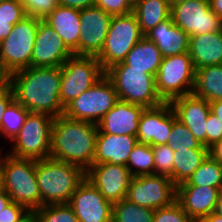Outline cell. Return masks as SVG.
I'll use <instances>...</instances> for the list:
<instances>
[{
    "instance_id": "cell-1",
    "label": "cell",
    "mask_w": 222,
    "mask_h": 222,
    "mask_svg": "<svg viewBox=\"0 0 222 222\" xmlns=\"http://www.w3.org/2000/svg\"><path fill=\"white\" fill-rule=\"evenodd\" d=\"M14 99L32 113L54 118L64 114L60 103V67H33L10 74Z\"/></svg>"
},
{
    "instance_id": "cell-2",
    "label": "cell",
    "mask_w": 222,
    "mask_h": 222,
    "mask_svg": "<svg viewBox=\"0 0 222 222\" xmlns=\"http://www.w3.org/2000/svg\"><path fill=\"white\" fill-rule=\"evenodd\" d=\"M98 125L74 120L64 114L53 122L50 158L74 164L86 171L95 156Z\"/></svg>"
},
{
    "instance_id": "cell-3",
    "label": "cell",
    "mask_w": 222,
    "mask_h": 222,
    "mask_svg": "<svg viewBox=\"0 0 222 222\" xmlns=\"http://www.w3.org/2000/svg\"><path fill=\"white\" fill-rule=\"evenodd\" d=\"M36 177L42 207L69 203L78 185L85 179V171L77 165L46 158L36 160Z\"/></svg>"
},
{
    "instance_id": "cell-4",
    "label": "cell",
    "mask_w": 222,
    "mask_h": 222,
    "mask_svg": "<svg viewBox=\"0 0 222 222\" xmlns=\"http://www.w3.org/2000/svg\"><path fill=\"white\" fill-rule=\"evenodd\" d=\"M117 92L120 101L152 108L164 101L156 89L155 77L144 70L129 69L124 62L117 63L105 71Z\"/></svg>"
},
{
    "instance_id": "cell-5",
    "label": "cell",
    "mask_w": 222,
    "mask_h": 222,
    "mask_svg": "<svg viewBox=\"0 0 222 222\" xmlns=\"http://www.w3.org/2000/svg\"><path fill=\"white\" fill-rule=\"evenodd\" d=\"M5 192L11 200L25 206L29 211L41 208L36 177V160L3 156Z\"/></svg>"
},
{
    "instance_id": "cell-6",
    "label": "cell",
    "mask_w": 222,
    "mask_h": 222,
    "mask_svg": "<svg viewBox=\"0 0 222 222\" xmlns=\"http://www.w3.org/2000/svg\"><path fill=\"white\" fill-rule=\"evenodd\" d=\"M54 119L48 114L29 112L20 131L11 139L15 144L7 154L34 160L50 158Z\"/></svg>"
},
{
    "instance_id": "cell-7",
    "label": "cell",
    "mask_w": 222,
    "mask_h": 222,
    "mask_svg": "<svg viewBox=\"0 0 222 222\" xmlns=\"http://www.w3.org/2000/svg\"><path fill=\"white\" fill-rule=\"evenodd\" d=\"M145 35L141 32L136 15L113 16L101 52L96 56L104 71L123 62L133 46Z\"/></svg>"
},
{
    "instance_id": "cell-8",
    "label": "cell",
    "mask_w": 222,
    "mask_h": 222,
    "mask_svg": "<svg viewBox=\"0 0 222 222\" xmlns=\"http://www.w3.org/2000/svg\"><path fill=\"white\" fill-rule=\"evenodd\" d=\"M156 89L164 102L192 94L195 68L189 53L164 57L155 76Z\"/></svg>"
},
{
    "instance_id": "cell-9",
    "label": "cell",
    "mask_w": 222,
    "mask_h": 222,
    "mask_svg": "<svg viewBox=\"0 0 222 222\" xmlns=\"http://www.w3.org/2000/svg\"><path fill=\"white\" fill-rule=\"evenodd\" d=\"M60 70L59 99L63 108L105 75V71L96 56L73 55L60 66Z\"/></svg>"
},
{
    "instance_id": "cell-10",
    "label": "cell",
    "mask_w": 222,
    "mask_h": 222,
    "mask_svg": "<svg viewBox=\"0 0 222 222\" xmlns=\"http://www.w3.org/2000/svg\"><path fill=\"white\" fill-rule=\"evenodd\" d=\"M39 18L26 16L0 41V60L8 74L31 66Z\"/></svg>"
},
{
    "instance_id": "cell-11",
    "label": "cell",
    "mask_w": 222,
    "mask_h": 222,
    "mask_svg": "<svg viewBox=\"0 0 222 222\" xmlns=\"http://www.w3.org/2000/svg\"><path fill=\"white\" fill-rule=\"evenodd\" d=\"M119 101L110 79L104 75L64 108L68 118L98 124Z\"/></svg>"
},
{
    "instance_id": "cell-12",
    "label": "cell",
    "mask_w": 222,
    "mask_h": 222,
    "mask_svg": "<svg viewBox=\"0 0 222 222\" xmlns=\"http://www.w3.org/2000/svg\"><path fill=\"white\" fill-rule=\"evenodd\" d=\"M177 186L165 175L132 177L126 199L141 207L156 210L176 201Z\"/></svg>"
},
{
    "instance_id": "cell-13",
    "label": "cell",
    "mask_w": 222,
    "mask_h": 222,
    "mask_svg": "<svg viewBox=\"0 0 222 222\" xmlns=\"http://www.w3.org/2000/svg\"><path fill=\"white\" fill-rule=\"evenodd\" d=\"M173 23L191 36L222 30V19L210 8L209 0H189L171 6Z\"/></svg>"
},
{
    "instance_id": "cell-14",
    "label": "cell",
    "mask_w": 222,
    "mask_h": 222,
    "mask_svg": "<svg viewBox=\"0 0 222 222\" xmlns=\"http://www.w3.org/2000/svg\"><path fill=\"white\" fill-rule=\"evenodd\" d=\"M85 178L106 200L114 204L126 199L132 175L126 166L102 163L92 164L85 171Z\"/></svg>"
},
{
    "instance_id": "cell-15",
    "label": "cell",
    "mask_w": 222,
    "mask_h": 222,
    "mask_svg": "<svg viewBox=\"0 0 222 222\" xmlns=\"http://www.w3.org/2000/svg\"><path fill=\"white\" fill-rule=\"evenodd\" d=\"M68 204L79 222H112L113 204L86 178L78 185Z\"/></svg>"
},
{
    "instance_id": "cell-16",
    "label": "cell",
    "mask_w": 222,
    "mask_h": 222,
    "mask_svg": "<svg viewBox=\"0 0 222 222\" xmlns=\"http://www.w3.org/2000/svg\"><path fill=\"white\" fill-rule=\"evenodd\" d=\"M177 116L170 102L145 108L141 114L137 132L138 144L156 146L168 143V137Z\"/></svg>"
},
{
    "instance_id": "cell-17",
    "label": "cell",
    "mask_w": 222,
    "mask_h": 222,
    "mask_svg": "<svg viewBox=\"0 0 222 222\" xmlns=\"http://www.w3.org/2000/svg\"><path fill=\"white\" fill-rule=\"evenodd\" d=\"M73 55L56 31L40 19L32 51L31 66L60 67Z\"/></svg>"
},
{
    "instance_id": "cell-18",
    "label": "cell",
    "mask_w": 222,
    "mask_h": 222,
    "mask_svg": "<svg viewBox=\"0 0 222 222\" xmlns=\"http://www.w3.org/2000/svg\"><path fill=\"white\" fill-rule=\"evenodd\" d=\"M112 17L97 6L80 10L79 56H97L101 52Z\"/></svg>"
},
{
    "instance_id": "cell-19",
    "label": "cell",
    "mask_w": 222,
    "mask_h": 222,
    "mask_svg": "<svg viewBox=\"0 0 222 222\" xmlns=\"http://www.w3.org/2000/svg\"><path fill=\"white\" fill-rule=\"evenodd\" d=\"M170 104L177 119L207 148V133L205 127L210 112L209 102L193 94H189L173 99Z\"/></svg>"
},
{
    "instance_id": "cell-20",
    "label": "cell",
    "mask_w": 222,
    "mask_h": 222,
    "mask_svg": "<svg viewBox=\"0 0 222 222\" xmlns=\"http://www.w3.org/2000/svg\"><path fill=\"white\" fill-rule=\"evenodd\" d=\"M221 188L209 186L178 185L176 200L188 217L194 222H201L215 212Z\"/></svg>"
},
{
    "instance_id": "cell-21",
    "label": "cell",
    "mask_w": 222,
    "mask_h": 222,
    "mask_svg": "<svg viewBox=\"0 0 222 222\" xmlns=\"http://www.w3.org/2000/svg\"><path fill=\"white\" fill-rule=\"evenodd\" d=\"M137 143L136 136L103 133L98 128L93 164L110 163L126 166L129 155Z\"/></svg>"
},
{
    "instance_id": "cell-22",
    "label": "cell",
    "mask_w": 222,
    "mask_h": 222,
    "mask_svg": "<svg viewBox=\"0 0 222 222\" xmlns=\"http://www.w3.org/2000/svg\"><path fill=\"white\" fill-rule=\"evenodd\" d=\"M145 107L118 101L97 124L103 133L133 135L138 132L139 120Z\"/></svg>"
},
{
    "instance_id": "cell-23",
    "label": "cell",
    "mask_w": 222,
    "mask_h": 222,
    "mask_svg": "<svg viewBox=\"0 0 222 222\" xmlns=\"http://www.w3.org/2000/svg\"><path fill=\"white\" fill-rule=\"evenodd\" d=\"M43 20L56 31L67 48L79 56L80 10L57 5Z\"/></svg>"
},
{
    "instance_id": "cell-24",
    "label": "cell",
    "mask_w": 222,
    "mask_h": 222,
    "mask_svg": "<svg viewBox=\"0 0 222 222\" xmlns=\"http://www.w3.org/2000/svg\"><path fill=\"white\" fill-rule=\"evenodd\" d=\"M145 36L155 43L163 58L189 51V35L173 23L171 16L152 28Z\"/></svg>"
},
{
    "instance_id": "cell-25",
    "label": "cell",
    "mask_w": 222,
    "mask_h": 222,
    "mask_svg": "<svg viewBox=\"0 0 222 222\" xmlns=\"http://www.w3.org/2000/svg\"><path fill=\"white\" fill-rule=\"evenodd\" d=\"M195 69L222 64V30L189 38L188 51Z\"/></svg>"
},
{
    "instance_id": "cell-26",
    "label": "cell",
    "mask_w": 222,
    "mask_h": 222,
    "mask_svg": "<svg viewBox=\"0 0 222 222\" xmlns=\"http://www.w3.org/2000/svg\"><path fill=\"white\" fill-rule=\"evenodd\" d=\"M162 55L155 43L144 36L138 41L123 61L129 69L144 70V73L156 76Z\"/></svg>"
},
{
    "instance_id": "cell-27",
    "label": "cell",
    "mask_w": 222,
    "mask_h": 222,
    "mask_svg": "<svg viewBox=\"0 0 222 222\" xmlns=\"http://www.w3.org/2000/svg\"><path fill=\"white\" fill-rule=\"evenodd\" d=\"M192 94L208 102L222 100V64L195 69Z\"/></svg>"
},
{
    "instance_id": "cell-28",
    "label": "cell",
    "mask_w": 222,
    "mask_h": 222,
    "mask_svg": "<svg viewBox=\"0 0 222 222\" xmlns=\"http://www.w3.org/2000/svg\"><path fill=\"white\" fill-rule=\"evenodd\" d=\"M133 13L145 35L171 16V5L168 0H139L133 5Z\"/></svg>"
},
{
    "instance_id": "cell-29",
    "label": "cell",
    "mask_w": 222,
    "mask_h": 222,
    "mask_svg": "<svg viewBox=\"0 0 222 222\" xmlns=\"http://www.w3.org/2000/svg\"><path fill=\"white\" fill-rule=\"evenodd\" d=\"M209 155V149H183L174 151L173 182L176 186L186 182Z\"/></svg>"
},
{
    "instance_id": "cell-30",
    "label": "cell",
    "mask_w": 222,
    "mask_h": 222,
    "mask_svg": "<svg viewBox=\"0 0 222 222\" xmlns=\"http://www.w3.org/2000/svg\"><path fill=\"white\" fill-rule=\"evenodd\" d=\"M179 185L222 188V165L208 155L188 180Z\"/></svg>"
},
{
    "instance_id": "cell-31",
    "label": "cell",
    "mask_w": 222,
    "mask_h": 222,
    "mask_svg": "<svg viewBox=\"0 0 222 222\" xmlns=\"http://www.w3.org/2000/svg\"><path fill=\"white\" fill-rule=\"evenodd\" d=\"M154 210L123 199L113 204L112 222H153Z\"/></svg>"
},
{
    "instance_id": "cell-32",
    "label": "cell",
    "mask_w": 222,
    "mask_h": 222,
    "mask_svg": "<svg viewBox=\"0 0 222 222\" xmlns=\"http://www.w3.org/2000/svg\"><path fill=\"white\" fill-rule=\"evenodd\" d=\"M152 146L136 144L129 155L126 167L132 177L154 174V159ZM134 168H136L134 170Z\"/></svg>"
},
{
    "instance_id": "cell-33",
    "label": "cell",
    "mask_w": 222,
    "mask_h": 222,
    "mask_svg": "<svg viewBox=\"0 0 222 222\" xmlns=\"http://www.w3.org/2000/svg\"><path fill=\"white\" fill-rule=\"evenodd\" d=\"M28 113L29 111L14 99L2 115L0 134L11 140L20 131Z\"/></svg>"
},
{
    "instance_id": "cell-34",
    "label": "cell",
    "mask_w": 222,
    "mask_h": 222,
    "mask_svg": "<svg viewBox=\"0 0 222 222\" xmlns=\"http://www.w3.org/2000/svg\"><path fill=\"white\" fill-rule=\"evenodd\" d=\"M168 146L173 150L183 149H208L199 142L194 134L178 119L172 125L171 132L168 137Z\"/></svg>"
},
{
    "instance_id": "cell-35",
    "label": "cell",
    "mask_w": 222,
    "mask_h": 222,
    "mask_svg": "<svg viewBox=\"0 0 222 222\" xmlns=\"http://www.w3.org/2000/svg\"><path fill=\"white\" fill-rule=\"evenodd\" d=\"M34 212L38 222H79L68 203L43 205Z\"/></svg>"
},
{
    "instance_id": "cell-36",
    "label": "cell",
    "mask_w": 222,
    "mask_h": 222,
    "mask_svg": "<svg viewBox=\"0 0 222 222\" xmlns=\"http://www.w3.org/2000/svg\"><path fill=\"white\" fill-rule=\"evenodd\" d=\"M154 174L165 175L173 181L174 151L168 144L152 146Z\"/></svg>"
},
{
    "instance_id": "cell-37",
    "label": "cell",
    "mask_w": 222,
    "mask_h": 222,
    "mask_svg": "<svg viewBox=\"0 0 222 222\" xmlns=\"http://www.w3.org/2000/svg\"><path fill=\"white\" fill-rule=\"evenodd\" d=\"M153 222H194L176 200L169 206L154 210Z\"/></svg>"
},
{
    "instance_id": "cell-38",
    "label": "cell",
    "mask_w": 222,
    "mask_h": 222,
    "mask_svg": "<svg viewBox=\"0 0 222 222\" xmlns=\"http://www.w3.org/2000/svg\"><path fill=\"white\" fill-rule=\"evenodd\" d=\"M26 16H32L43 20L58 5V0H21Z\"/></svg>"
},
{
    "instance_id": "cell-39",
    "label": "cell",
    "mask_w": 222,
    "mask_h": 222,
    "mask_svg": "<svg viewBox=\"0 0 222 222\" xmlns=\"http://www.w3.org/2000/svg\"><path fill=\"white\" fill-rule=\"evenodd\" d=\"M26 17L23 2L21 0H7L0 2V20L9 21L15 25Z\"/></svg>"
},
{
    "instance_id": "cell-40",
    "label": "cell",
    "mask_w": 222,
    "mask_h": 222,
    "mask_svg": "<svg viewBox=\"0 0 222 222\" xmlns=\"http://www.w3.org/2000/svg\"><path fill=\"white\" fill-rule=\"evenodd\" d=\"M95 6L111 16L127 15L133 12V4L130 0H95Z\"/></svg>"
},
{
    "instance_id": "cell-41",
    "label": "cell",
    "mask_w": 222,
    "mask_h": 222,
    "mask_svg": "<svg viewBox=\"0 0 222 222\" xmlns=\"http://www.w3.org/2000/svg\"><path fill=\"white\" fill-rule=\"evenodd\" d=\"M207 148L209 149L222 138V122L211 111L206 120Z\"/></svg>"
},
{
    "instance_id": "cell-42",
    "label": "cell",
    "mask_w": 222,
    "mask_h": 222,
    "mask_svg": "<svg viewBox=\"0 0 222 222\" xmlns=\"http://www.w3.org/2000/svg\"><path fill=\"white\" fill-rule=\"evenodd\" d=\"M29 212L25 206L12 201L0 212V222H19Z\"/></svg>"
},
{
    "instance_id": "cell-43",
    "label": "cell",
    "mask_w": 222,
    "mask_h": 222,
    "mask_svg": "<svg viewBox=\"0 0 222 222\" xmlns=\"http://www.w3.org/2000/svg\"><path fill=\"white\" fill-rule=\"evenodd\" d=\"M58 5L83 10L95 6V0H58Z\"/></svg>"
},
{
    "instance_id": "cell-44",
    "label": "cell",
    "mask_w": 222,
    "mask_h": 222,
    "mask_svg": "<svg viewBox=\"0 0 222 222\" xmlns=\"http://www.w3.org/2000/svg\"><path fill=\"white\" fill-rule=\"evenodd\" d=\"M209 155L222 165V138L209 148Z\"/></svg>"
},
{
    "instance_id": "cell-45",
    "label": "cell",
    "mask_w": 222,
    "mask_h": 222,
    "mask_svg": "<svg viewBox=\"0 0 222 222\" xmlns=\"http://www.w3.org/2000/svg\"><path fill=\"white\" fill-rule=\"evenodd\" d=\"M12 90V80L10 74L6 78L0 79V101Z\"/></svg>"
},
{
    "instance_id": "cell-46",
    "label": "cell",
    "mask_w": 222,
    "mask_h": 222,
    "mask_svg": "<svg viewBox=\"0 0 222 222\" xmlns=\"http://www.w3.org/2000/svg\"><path fill=\"white\" fill-rule=\"evenodd\" d=\"M14 100V93L11 90L1 101H0V128H1V119L2 115L5 112V109L8 105Z\"/></svg>"
},
{
    "instance_id": "cell-47",
    "label": "cell",
    "mask_w": 222,
    "mask_h": 222,
    "mask_svg": "<svg viewBox=\"0 0 222 222\" xmlns=\"http://www.w3.org/2000/svg\"><path fill=\"white\" fill-rule=\"evenodd\" d=\"M13 26L9 21L0 20V41L4 40L10 34Z\"/></svg>"
},
{
    "instance_id": "cell-48",
    "label": "cell",
    "mask_w": 222,
    "mask_h": 222,
    "mask_svg": "<svg viewBox=\"0 0 222 222\" xmlns=\"http://www.w3.org/2000/svg\"><path fill=\"white\" fill-rule=\"evenodd\" d=\"M209 105L210 111L222 122V100L211 101Z\"/></svg>"
},
{
    "instance_id": "cell-49",
    "label": "cell",
    "mask_w": 222,
    "mask_h": 222,
    "mask_svg": "<svg viewBox=\"0 0 222 222\" xmlns=\"http://www.w3.org/2000/svg\"><path fill=\"white\" fill-rule=\"evenodd\" d=\"M211 10L222 19V0H209Z\"/></svg>"
},
{
    "instance_id": "cell-50",
    "label": "cell",
    "mask_w": 222,
    "mask_h": 222,
    "mask_svg": "<svg viewBox=\"0 0 222 222\" xmlns=\"http://www.w3.org/2000/svg\"><path fill=\"white\" fill-rule=\"evenodd\" d=\"M11 202L12 200L10 196L5 191H1L0 192V212Z\"/></svg>"
},
{
    "instance_id": "cell-51",
    "label": "cell",
    "mask_w": 222,
    "mask_h": 222,
    "mask_svg": "<svg viewBox=\"0 0 222 222\" xmlns=\"http://www.w3.org/2000/svg\"><path fill=\"white\" fill-rule=\"evenodd\" d=\"M201 222H222V217L213 212L209 216H206Z\"/></svg>"
},
{
    "instance_id": "cell-52",
    "label": "cell",
    "mask_w": 222,
    "mask_h": 222,
    "mask_svg": "<svg viewBox=\"0 0 222 222\" xmlns=\"http://www.w3.org/2000/svg\"><path fill=\"white\" fill-rule=\"evenodd\" d=\"M5 191L4 173H3V155L0 157V192Z\"/></svg>"
},
{
    "instance_id": "cell-53",
    "label": "cell",
    "mask_w": 222,
    "mask_h": 222,
    "mask_svg": "<svg viewBox=\"0 0 222 222\" xmlns=\"http://www.w3.org/2000/svg\"><path fill=\"white\" fill-rule=\"evenodd\" d=\"M19 222H38L37 216L34 211H30L23 219Z\"/></svg>"
},
{
    "instance_id": "cell-54",
    "label": "cell",
    "mask_w": 222,
    "mask_h": 222,
    "mask_svg": "<svg viewBox=\"0 0 222 222\" xmlns=\"http://www.w3.org/2000/svg\"><path fill=\"white\" fill-rule=\"evenodd\" d=\"M215 213L220 215L222 217V188L219 191V196H218V201H217V206Z\"/></svg>"
},
{
    "instance_id": "cell-55",
    "label": "cell",
    "mask_w": 222,
    "mask_h": 222,
    "mask_svg": "<svg viewBox=\"0 0 222 222\" xmlns=\"http://www.w3.org/2000/svg\"><path fill=\"white\" fill-rule=\"evenodd\" d=\"M9 74L7 73V71L4 69L1 60H0V79L1 78H6Z\"/></svg>"
},
{
    "instance_id": "cell-56",
    "label": "cell",
    "mask_w": 222,
    "mask_h": 222,
    "mask_svg": "<svg viewBox=\"0 0 222 222\" xmlns=\"http://www.w3.org/2000/svg\"><path fill=\"white\" fill-rule=\"evenodd\" d=\"M170 5H174V4H178V3H181V2H185V1H189V0H168Z\"/></svg>"
},
{
    "instance_id": "cell-57",
    "label": "cell",
    "mask_w": 222,
    "mask_h": 222,
    "mask_svg": "<svg viewBox=\"0 0 222 222\" xmlns=\"http://www.w3.org/2000/svg\"><path fill=\"white\" fill-rule=\"evenodd\" d=\"M131 1V3L134 5L137 1H139V0H130Z\"/></svg>"
}]
</instances>
